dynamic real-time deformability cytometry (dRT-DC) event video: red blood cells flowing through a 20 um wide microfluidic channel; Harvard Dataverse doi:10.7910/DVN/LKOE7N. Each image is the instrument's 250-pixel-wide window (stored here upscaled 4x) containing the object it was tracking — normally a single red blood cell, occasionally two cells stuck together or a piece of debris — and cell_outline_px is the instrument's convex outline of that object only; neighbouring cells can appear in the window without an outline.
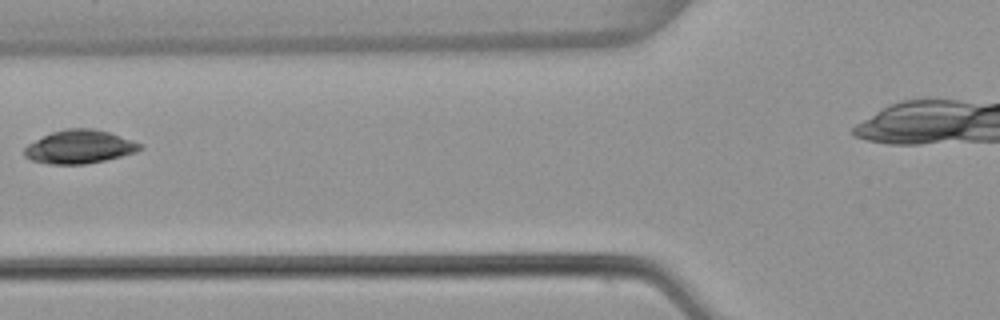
{"species": "common noctule bat (a hibernating species)", "species_latin": "Nyctalus noctula", "temperature_condition": "warm", "stored_images_in_passage": 5, "camera_frame_rate_fps": 3000, "um_per_image_px": 0.085, "animal": {"sex": "female", "body_mass_g": 22.7, "forearm_length_mm": 54.2}, "frame": {"image": 1, "passage_image": 5, "time_ms": 1.333, "image_size_px": [1000, 320], "cell_outline_px": [[144, 148], [136, 152], [104, 160], [84, 164], [48, 164], [32, 160], [24, 156], [24, 148], [28, 144], [52, 132], [68, 128], [96, 128], [144, 144]], "centroid_in_image_um": [6.78, 12.48], "position_along_channel_um": 119.0, "area_um2": 22.43}}